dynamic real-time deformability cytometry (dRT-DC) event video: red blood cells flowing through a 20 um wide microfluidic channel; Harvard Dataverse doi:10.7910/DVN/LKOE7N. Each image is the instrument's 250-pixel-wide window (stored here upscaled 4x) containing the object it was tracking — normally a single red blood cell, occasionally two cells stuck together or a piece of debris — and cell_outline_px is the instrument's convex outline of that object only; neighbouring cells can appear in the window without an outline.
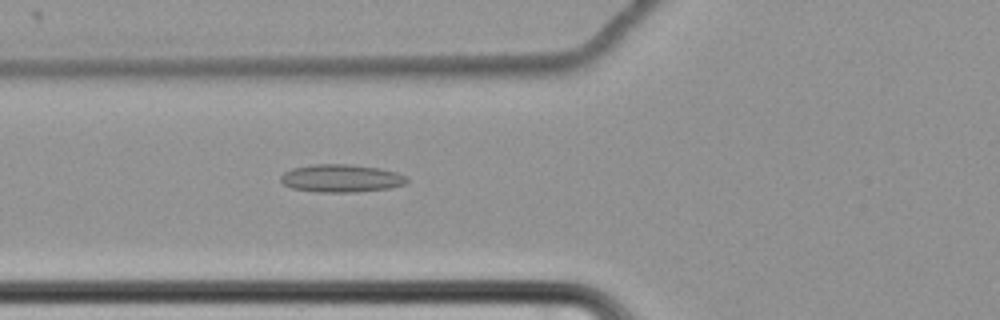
{"species": "common noctule bat (a hibernating species)", "species_latin": "Nyctalus noctula", "temperature_condition": "cold", "stored_images_in_passage": 64, "camera_frame_rate_fps": 3000, "um_per_image_px": 0.085, "animal": {"sex": "female", "body_mass_g": 22.7, "forearm_length_mm": 54.2}, "frame": {"image": 1, "passage_image": 27, "time_ms": 8.667, "image_size_px": [1000, 320], "cell_outline_px": [[408, 180], [404, 184], [392, 188], [356, 192], [316, 192], [292, 188], [284, 184], [280, 180], [280, 176], [284, 172], [292, 168], [312, 164], [352, 164], [380, 168], [396, 172], [408, 176]], "centroid_in_image_um": [29.02, 15.15], "position_along_channel_um": 96.8, "area_um2": 20.69}}
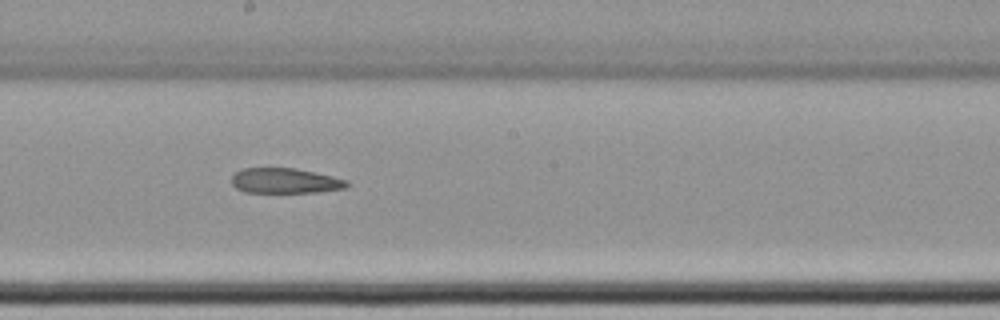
{"frame": {"image": 2, "passage_image": 38, "time_ms": 12.333, "image_size_px": [1000, 320], "cell_outline_px": [[348, 188], [320, 192], [244, 192], [236, 188], [232, 184], [232, 176], [236, 172], [244, 168], [296, 168], [332, 176], [348, 180]], "centroid_in_image_um": [24.26, 15.37], "position_along_channel_um": 223.9, "area_um2": 16.94}}
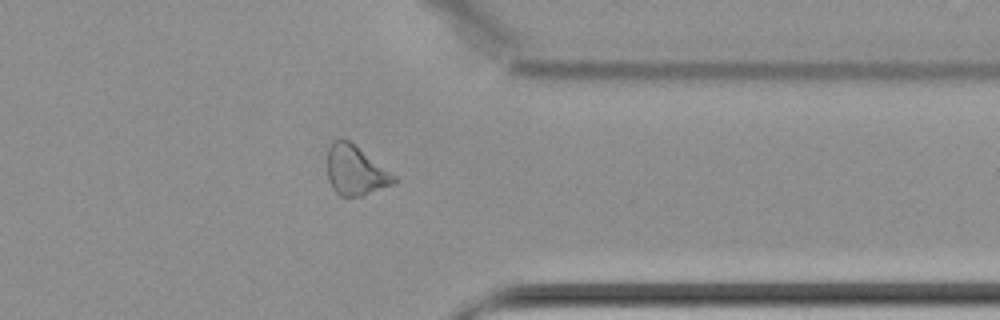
{"frame": {"image": 3, "passage_image": 52, "time_ms": 17.0, "image_size_px": [1000, 320], "cell_outline_px": [[396, 184], [364, 196], [340, 196], [332, 188], [328, 176], [328, 148], [332, 140], [348, 140], [396, 176]], "centroid_in_image_um": [30.23, 14.53], "position_along_channel_um": 381.2, "area_um2": 19.13}}